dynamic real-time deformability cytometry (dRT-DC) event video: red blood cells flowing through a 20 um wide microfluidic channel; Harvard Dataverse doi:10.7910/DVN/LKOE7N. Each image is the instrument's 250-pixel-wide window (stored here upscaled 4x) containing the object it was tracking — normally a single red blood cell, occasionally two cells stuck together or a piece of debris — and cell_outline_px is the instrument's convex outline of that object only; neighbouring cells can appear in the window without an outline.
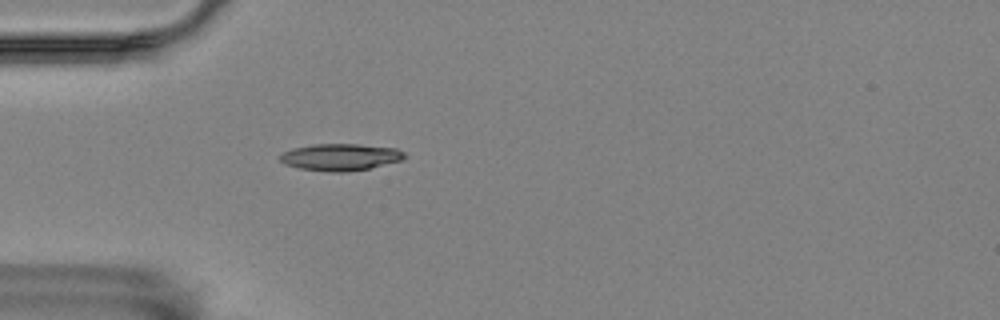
{"species": "Egyptian fruit bat (a non-hibernating species)", "species_latin": "Rousettus aegyptiacus", "temperature_condition": "room temperature", "stored_images_in_passage": 5, "camera_frame_rate_fps": 3000, "um_per_image_px": 0.085, "animal": {"sex": "female"}, "frame": {"image": 1, "passage_image": 5, "time_ms": 1.333, "image_size_px": [1000, 320], "cell_outline_px": [[408, 156], [404, 160], [368, 168], [348, 172], [328, 172], [300, 168], [284, 164], [276, 156], [292, 148], [312, 144], [360, 144], [396, 148], [404, 152]], "centroid_in_image_um": [28.94, 13.35], "position_along_channel_um": 56.1, "area_um2": 19.77}}